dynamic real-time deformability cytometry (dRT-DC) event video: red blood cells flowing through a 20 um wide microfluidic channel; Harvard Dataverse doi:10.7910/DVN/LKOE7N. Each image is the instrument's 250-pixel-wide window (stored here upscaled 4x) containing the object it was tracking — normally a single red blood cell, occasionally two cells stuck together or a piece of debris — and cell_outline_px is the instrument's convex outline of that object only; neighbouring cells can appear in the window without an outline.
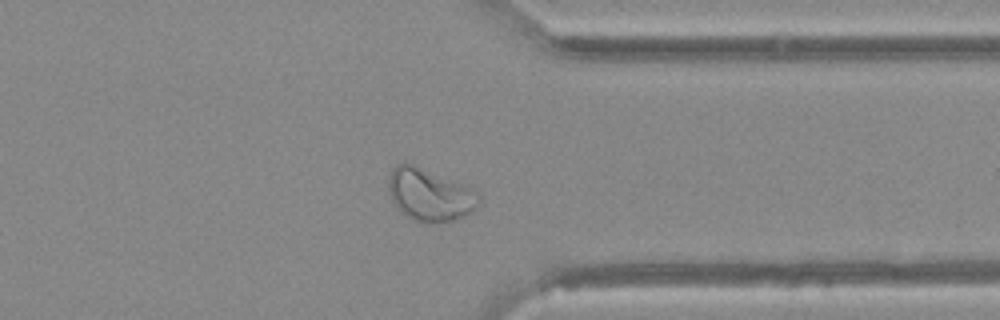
{"species": "Egyptian fruit bat (a non-hibernating species)", "species_latin": "Rousettus aegyptiacus", "temperature_condition": "warm", "stored_images_in_passage": 45, "camera_frame_rate_fps": 3000, "um_per_image_px": 0.085, "animal": {"sex": "female"}, "frame": {"image": 1, "passage_image": 35, "time_ms": 11.333, "image_size_px": [1000, 320], "cell_outline_px": [[480, 204], [472, 212], [464, 216], [452, 220], [432, 224], [428, 224], [412, 220], [396, 208], [388, 192], [388, 176], [392, 168], [396, 164], [404, 160], [464, 184], [476, 192], [480, 196]], "centroid_in_image_um": [36.49, 16.54], "position_along_channel_um": 374.9, "area_um2": 28.21}}
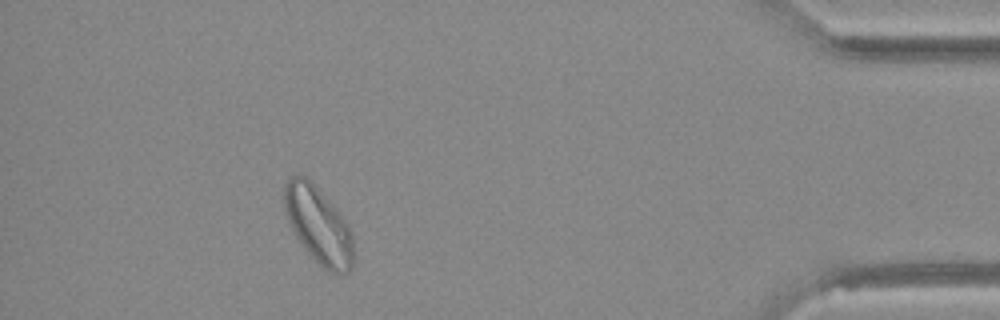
{"frame": {"image": 2, "passage_image": 41, "time_ms": 13.333, "image_size_px": [1000, 320], "cell_outline_px": [[352, 268], [344, 276], [340, 276], [328, 272], [308, 252], [296, 236], [288, 220], [284, 208], [284, 184], [292, 176], [308, 176], [312, 180], [336, 208], [348, 224], [352, 232]], "centroid_in_image_um": [27.08, 19.13], "position_along_channel_um": 408.1, "area_um2": 30.98}}